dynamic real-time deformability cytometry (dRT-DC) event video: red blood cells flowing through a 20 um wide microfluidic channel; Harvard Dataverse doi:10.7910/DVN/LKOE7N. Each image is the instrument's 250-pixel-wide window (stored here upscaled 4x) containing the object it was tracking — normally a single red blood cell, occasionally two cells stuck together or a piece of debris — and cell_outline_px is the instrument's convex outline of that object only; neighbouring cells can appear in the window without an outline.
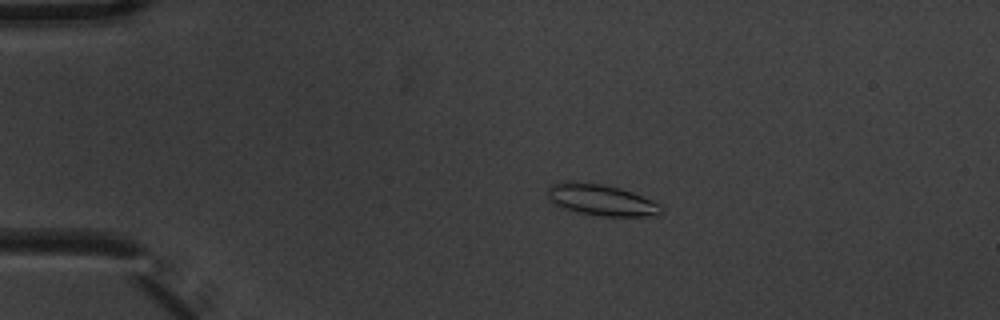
{"species": "common noctule bat (a hibernating species)", "species_latin": "Nyctalus noctula", "temperature_condition": "warm", "stored_images_in_passage": 6, "camera_frame_rate_fps": 3000, "um_per_image_px": 0.085, "animal": {"sex": "male", "body_mass_g": 20.1, "forearm_length_mm": 53.5}, "frame": {"image": 1, "passage_image": 2, "time_ms": 0.333, "image_size_px": [1000, 320], "cell_outline_px": [[664, 204], [660, 212], [656, 216], [600, 216], [580, 212], [564, 208], [552, 204], [548, 200], [548, 188], [552, 184], [564, 180], [572, 180], [604, 184], [620, 188], [632, 192]], "centroid_in_image_um": [51.1, 16.97], "position_along_channel_um": 33.9, "area_um2": 21.1}}
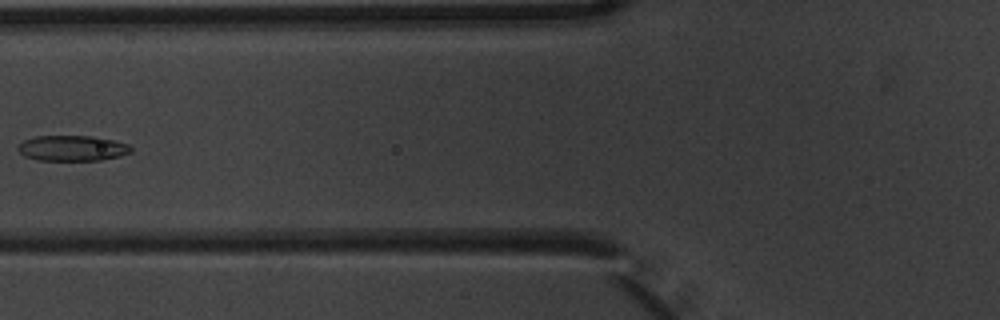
{"frame": {"image": 2, "passage_image": 5, "time_ms": 1.333, "image_size_px": [1000, 320], "cell_outline_px": [[132, 152], [120, 156], [100, 160], [36, 160], [24, 156], [16, 148], [24, 140], [36, 136], [92, 136], [112, 140], [128, 144], [132, 148]], "centroid_in_image_um": [6.14, 12.6], "position_along_channel_um": 119.7, "area_um2": 16.76}}
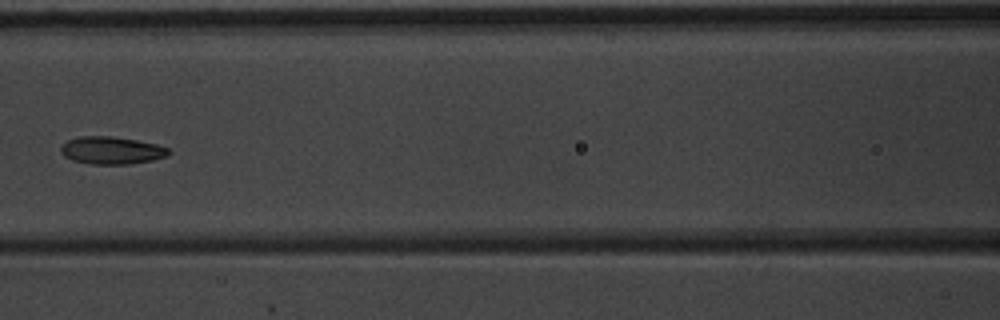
{"frame": {"image": 3, "passage_image": 6, "time_ms": 1.667, "image_size_px": [1000, 320], "cell_outline_px": [[172, 152], [168, 156], [152, 160], [128, 164], [88, 164], [72, 160], [64, 156], [60, 152], [60, 148], [68, 140], [80, 136], [112, 136], [136, 140], [156, 144], [168, 148]], "centroid_in_image_um": [9.49, 12.79], "position_along_channel_um": 157.1, "area_um2": 17.34}}